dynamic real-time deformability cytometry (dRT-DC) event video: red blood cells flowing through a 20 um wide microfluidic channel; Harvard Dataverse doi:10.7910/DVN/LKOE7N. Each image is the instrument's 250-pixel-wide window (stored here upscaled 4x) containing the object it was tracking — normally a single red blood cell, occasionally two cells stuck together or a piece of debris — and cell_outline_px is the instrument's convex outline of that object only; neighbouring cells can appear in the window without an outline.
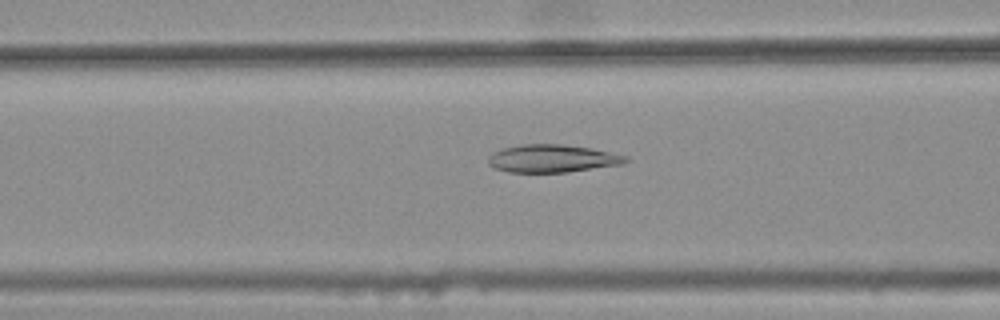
{"species": "common noctule bat (a hibernating species)", "species_latin": "Nyctalus noctula", "temperature_condition": "warm", "stored_images_in_passage": 42, "camera_frame_rate_fps": 3000, "um_per_image_px": 0.085, "animal": {"sex": "female", "body_mass_g": 25.1}, "frame": {"image": 1, "passage_image": 16, "time_ms": 5.0, "image_size_px": [1000, 320], "cell_outline_px": [[628, 160], [624, 164], [568, 172], [508, 172], [496, 168], [488, 164], [488, 156], [492, 152], [500, 148], [520, 144], [564, 144], [592, 148], [628, 156]], "centroid_in_image_um": [46.93, 13.46], "position_along_channel_um": 119.7, "area_um2": 22.48}}
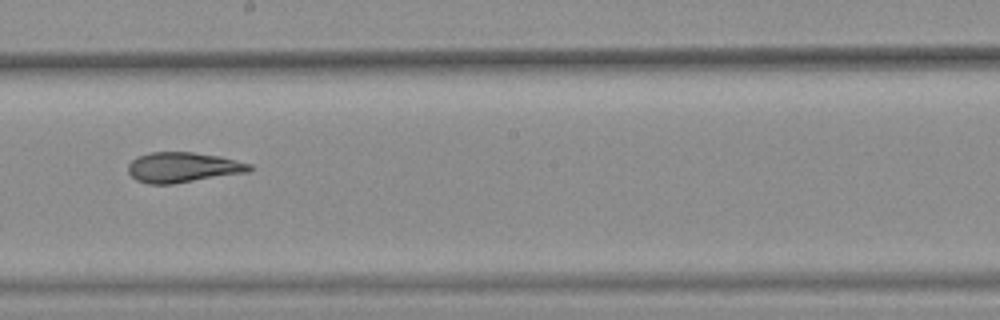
{"frame": {"image": 2, "passage_image": 25, "time_ms": 8.0, "image_size_px": [1000, 320], "cell_outline_px": [[252, 168], [248, 172], [172, 184], [148, 184], [136, 180], [128, 172], [128, 164], [136, 156], [152, 152], [192, 152], [220, 156], [252, 164]], "centroid_in_image_um": [15.53, 14.22], "position_along_channel_um": 232.7, "area_um2": 21.39}}
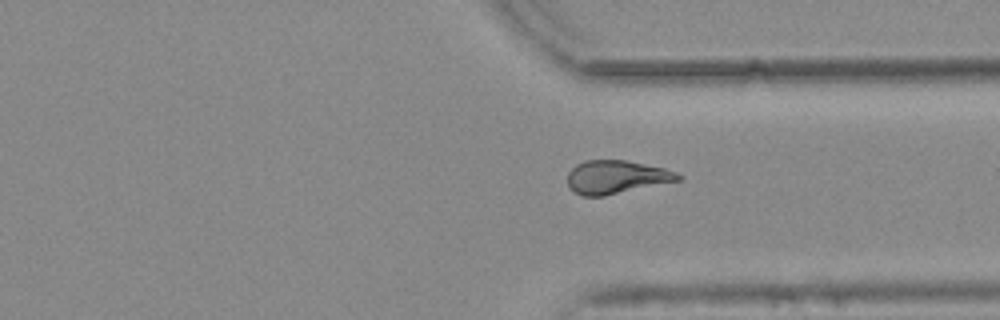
{"frame": {"image": 3, "passage_image": 35, "time_ms": 11.333, "image_size_px": [1000, 320], "cell_outline_px": [[684, 176], [680, 180], [604, 196], [580, 196], [568, 184], [568, 172], [576, 164], [584, 160], [624, 160], [664, 168], [676, 172]], "centroid_in_image_um": [52.38, 15.04], "position_along_channel_um": 359.0, "area_um2": 21.33}, "authors_computed_cell_mechanics": {"area_um2": 21.6461, "velocity_mm_per_s": 3.7748, "shape_relaxation_time_tau1_ms": null, "shape_relaxation_time_tau2_ms": 3.8366, "deformation_change_tau1": null, "deformation_change_tau2": 0.0914}}